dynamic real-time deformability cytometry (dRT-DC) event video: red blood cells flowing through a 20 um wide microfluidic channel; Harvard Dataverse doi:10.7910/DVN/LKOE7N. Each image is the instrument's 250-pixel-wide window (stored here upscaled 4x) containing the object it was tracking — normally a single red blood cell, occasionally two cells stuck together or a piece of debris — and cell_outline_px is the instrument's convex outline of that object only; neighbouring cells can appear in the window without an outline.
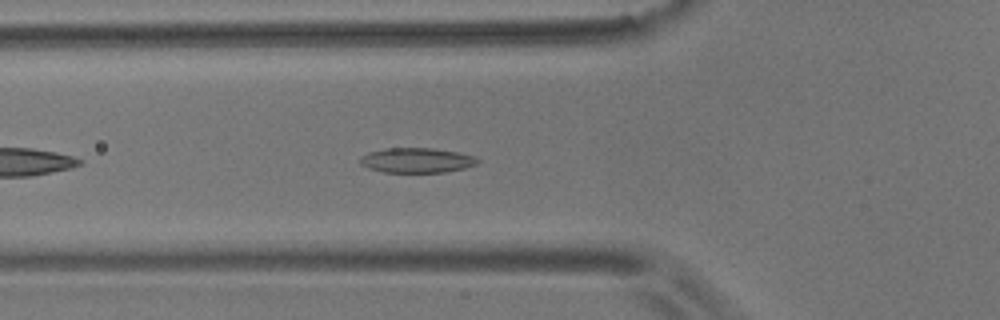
{"species": "common noctule bat (a hibernating species)", "species_latin": "Nyctalus noctula", "temperature_condition": "room temperature", "stored_images_in_passage": 37, "camera_frame_rate_fps": 3000, "um_per_image_px": 0.085, "animal": {"sex": "male", "body_mass_g": 17.9}, "frame": {"image": 1, "passage_image": 7, "time_ms": 2.0, "image_size_px": [1000, 320], "cell_outline_px": [[480, 160], [476, 164], [464, 168], [444, 172], [384, 172], [368, 168], [360, 164], [360, 156], [368, 152], [384, 148], [432, 148], [456, 152], [476, 156]], "centroid_in_image_um": [35.4, 13.62], "position_along_channel_um": 90.4, "area_um2": 17.05}}
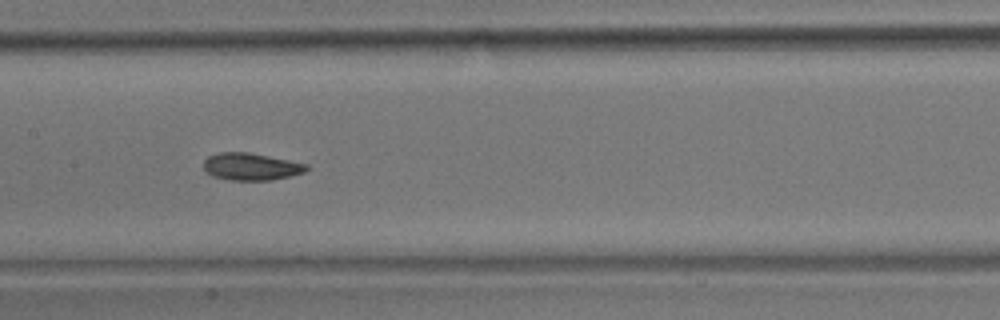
{"frame": {"image": 2, "passage_image": 15, "time_ms": 4.667, "image_size_px": [1000, 320], "cell_outline_px": [[308, 168], [304, 172], [272, 180], [232, 180], [212, 176], [204, 168], [204, 160], [208, 156], [216, 152], [248, 152], [308, 164]], "centroid_in_image_um": [21.31, 14.15], "position_along_channel_um": 186.1, "area_um2": 16.18}}
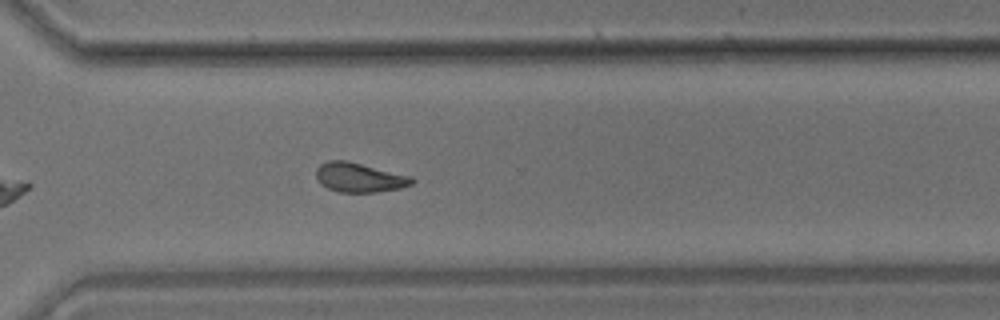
{"frame": {"image": 3, "passage_image": 28, "time_ms": 9.0, "image_size_px": [1000, 320], "cell_outline_px": [[416, 180], [412, 184], [400, 188], [376, 192], [340, 192], [328, 188], [320, 184], [316, 176], [316, 168], [320, 164], [328, 160], [348, 160], [412, 176]], "centroid_in_image_um": [30.55, 15.07], "position_along_channel_um": 340.1, "area_um2": 16.59}, "authors_computed_cell_mechanics": {"area_um2": 16.2996, "velocity_mm_per_s": 3.5639, "shape_relaxation_time_tau1_ms": 4.7723, "shape_relaxation_time_tau2_ms": 4.0225, "deformation_change_tau1": 0.1223, "deformation_change_tau2": 0.1076}}